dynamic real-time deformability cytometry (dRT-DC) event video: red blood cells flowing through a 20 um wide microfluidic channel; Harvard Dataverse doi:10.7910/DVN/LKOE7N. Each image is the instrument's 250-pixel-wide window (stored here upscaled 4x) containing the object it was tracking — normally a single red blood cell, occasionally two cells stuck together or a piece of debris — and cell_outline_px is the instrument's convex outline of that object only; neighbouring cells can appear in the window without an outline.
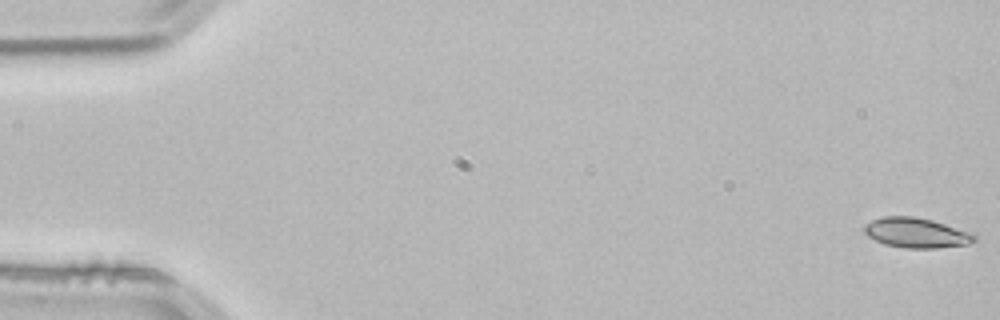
{"species": "common noctule bat (a hibernating species)", "species_latin": "Nyctalus noctula", "temperature_condition": "room temperature", "stored_images_in_passage": 53, "camera_frame_rate_fps": 3000, "um_per_image_px": 0.085, "animal": {"sex": "male", "body_mass_g": 21.5, "forearm_length_mm": 52.0}, "frame": {"image": 1, "passage_image": 1, "time_ms": 0.0, "image_size_px": [1000, 320], "cell_outline_px": [[976, 240], [968, 244], [936, 248], [904, 248], [884, 244], [868, 236], [864, 232], [864, 224], [872, 220], [884, 216], [912, 216], [932, 220], [972, 232], [976, 236]], "centroid_in_image_um": [77.89, 19.79], "position_along_channel_um": 7.1, "area_um2": 19.25}}
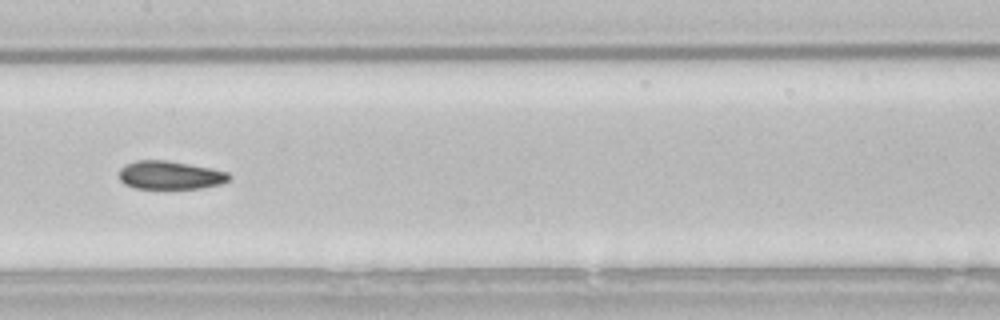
{"frame": {"image": 2, "passage_image": 27, "time_ms": 8.667, "image_size_px": [1000, 320], "cell_outline_px": [[232, 176], [228, 180], [220, 184], [200, 188], [136, 188], [124, 184], [120, 180], [120, 168], [136, 160], [164, 160], [212, 168], [228, 172]], "centroid_in_image_um": [14.47, 14.88], "position_along_channel_um": 192.9, "area_um2": 17.98}}
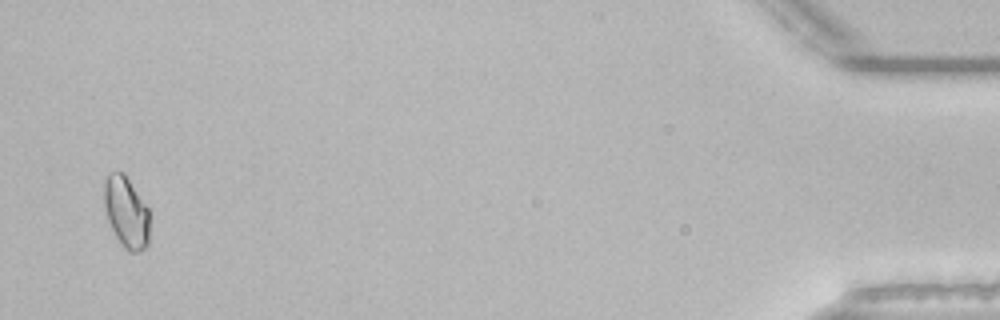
{"frame": {"image": 3, "passage_image": 52, "time_ms": 17.0, "image_size_px": [1000, 320], "cell_outline_px": [[148, 244], [144, 248], [136, 252], [132, 252], [124, 248], [116, 236], [108, 220], [104, 208], [104, 180], [108, 172], [124, 172], [148, 208]], "centroid_in_image_um": [10.71, 18.0], "position_along_channel_um": 424.5, "area_um2": 18.73}}